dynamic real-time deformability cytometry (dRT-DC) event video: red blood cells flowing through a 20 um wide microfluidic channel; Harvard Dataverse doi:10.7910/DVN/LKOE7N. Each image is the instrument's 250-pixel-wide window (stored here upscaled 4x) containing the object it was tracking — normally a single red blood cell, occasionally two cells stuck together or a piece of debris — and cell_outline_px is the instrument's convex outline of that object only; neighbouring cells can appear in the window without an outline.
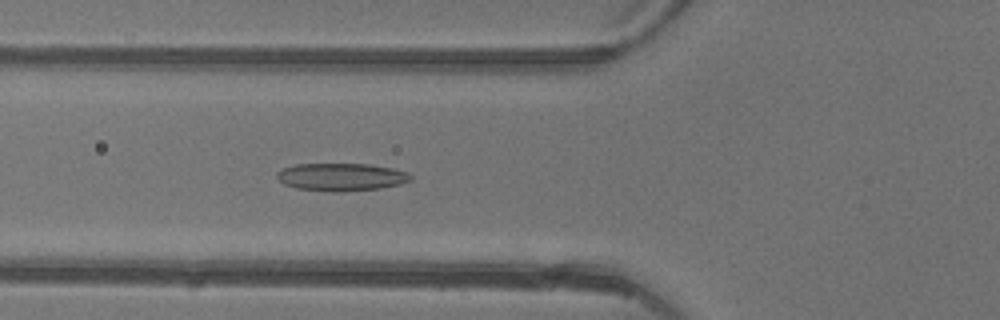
{"species": "common noctule bat (a hibernating species)", "species_latin": "Nyctalus noctula", "temperature_condition": "warm", "stored_images_in_passage": 41, "camera_frame_rate_fps": 3000, "um_per_image_px": 0.085, "animal": {"sex": "female"}, "frame": {"image": 1, "passage_image": 12, "time_ms": 3.667, "image_size_px": [1000, 320], "cell_outline_px": [[412, 180], [400, 184], [380, 188], [340, 192], [332, 192], [296, 188], [284, 184], [276, 176], [276, 172], [284, 168], [296, 164], [368, 164], [392, 168], [408, 172], [412, 176]], "centroid_in_image_um": [29.02, 15.04], "position_along_channel_um": 96.8, "area_um2": 21.62}}
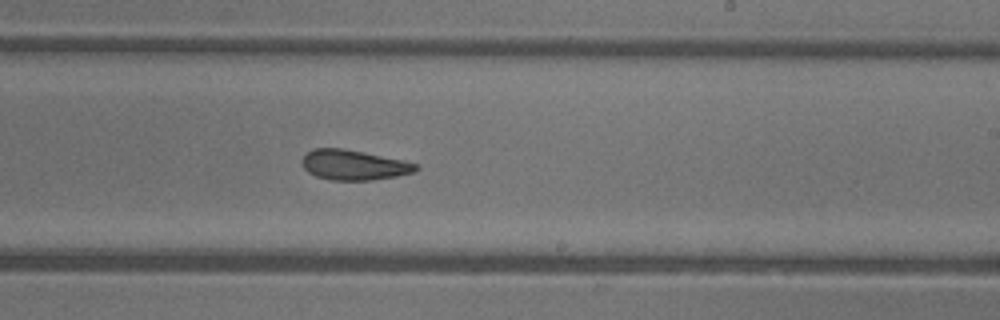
{"frame": {"image": 2, "passage_image": 23, "time_ms": 7.333, "image_size_px": [1000, 320], "cell_outline_px": [[420, 168], [412, 172], [396, 176], [372, 180], [332, 180], [316, 176], [308, 172], [304, 168], [300, 160], [304, 152], [312, 148], [344, 148], [364, 152], [400, 160], [416, 164]], "centroid_in_image_um": [29.98, 14.01], "position_along_channel_um": 259.0, "area_um2": 19.94}}
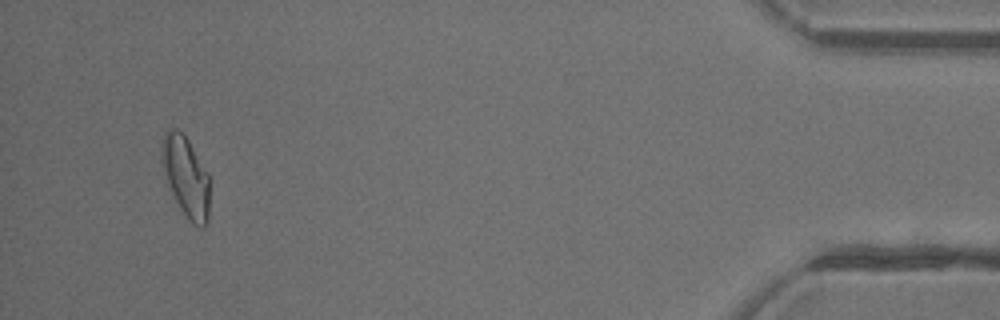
{"frame": {"image": 3, "passage_image": 39, "time_ms": 12.667, "image_size_px": [1000, 320], "cell_outline_px": [[208, 220], [204, 228], [200, 228], [192, 224], [188, 220], [180, 208], [168, 188], [160, 160], [160, 148], [164, 132], [168, 128], [176, 128], [184, 132], [208, 172]], "centroid_in_image_um": [15.76, 14.97], "position_along_channel_um": 419.4, "area_um2": 23.06}, "authors_computed_cell_mechanics": {"area_um2": 21.1548, "velocity_mm_per_s": 4.4073, "shape_relaxation_time_tau1_ms": 10.6494, "shape_relaxation_time_tau2_ms": 2.5445, "deformation_change_tau1": 0.2295, "deformation_change_tau2": 0.0925}}